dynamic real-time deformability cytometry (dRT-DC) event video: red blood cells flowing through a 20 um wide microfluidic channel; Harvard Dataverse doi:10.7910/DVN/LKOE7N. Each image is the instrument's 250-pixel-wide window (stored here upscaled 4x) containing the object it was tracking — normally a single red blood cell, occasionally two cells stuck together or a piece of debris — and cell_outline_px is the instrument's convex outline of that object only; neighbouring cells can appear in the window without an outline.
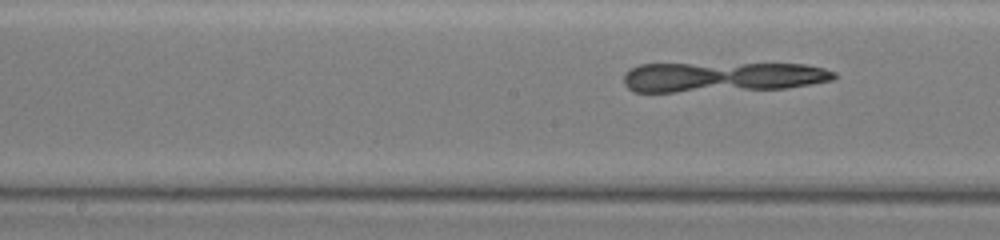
{"species": "common noctule bat (a hibernating species)", "species_latin": "Nyctalus noctula", "temperature_condition": "warm", "stored_images_in_passage": 41, "camera_frame_rate_fps": 3000, "um_per_image_px": 0.085, "animal": {"sex": "female", "body_mass_g": 19.5, "forearm_length_mm": 54.1}, "frame": {"image": 1, "passage_image": 17, "time_ms": 5.333, "image_size_px": [1000, 240], "cell_outline_px": [[836, 76], [832, 80], [812, 84], [788, 88], [676, 92], [636, 92], [628, 88], [624, 84], [624, 72], [640, 64], [808, 64], [824, 68], [836, 72]], "centroid_in_image_um": [61.4, 6.54], "position_along_channel_um": 186.8, "area_um2": 36.88}}